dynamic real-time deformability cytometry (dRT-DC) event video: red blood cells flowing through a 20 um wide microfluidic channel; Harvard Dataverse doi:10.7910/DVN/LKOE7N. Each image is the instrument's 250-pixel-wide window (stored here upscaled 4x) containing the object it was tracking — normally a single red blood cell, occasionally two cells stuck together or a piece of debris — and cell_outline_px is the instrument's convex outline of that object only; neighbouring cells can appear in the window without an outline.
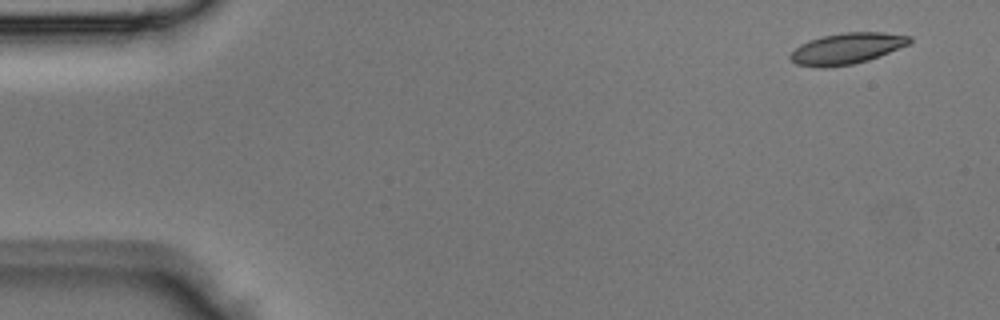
{"species": "Egyptian fruit bat (a non-hibernating species)", "species_latin": "Rousettus aegyptiacus", "temperature_condition": "room temperature", "stored_images_in_passage": 4, "camera_frame_rate_fps": 3000, "um_per_image_px": 0.085, "animal": {"sex": "male"}, "frame": {"image": 1, "passage_image": 1, "time_ms": 0.0, "image_size_px": [1000, 320], "cell_outline_px": [[912, 40], [908, 44], [880, 56], [868, 60], [852, 64], [824, 68], [820, 68], [796, 64], [788, 56], [800, 44], [824, 36], [844, 32], [884, 32], [912, 36]], "centroid_in_image_um": [71.99, 4.12], "position_along_channel_um": 13.0, "area_um2": 21.44}}
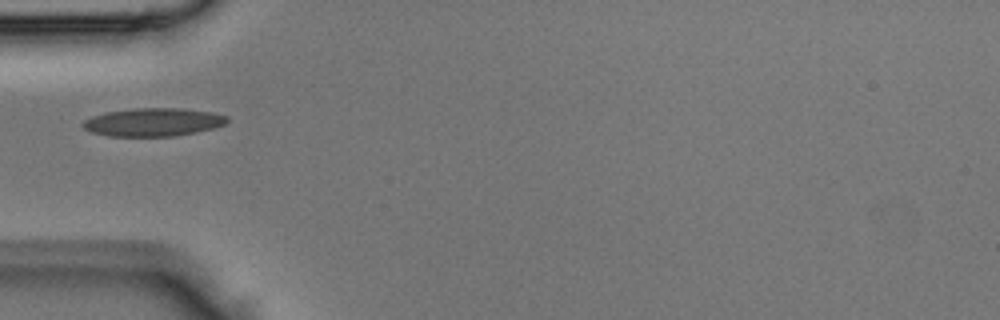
{"frame": {"image": 2, "passage_image": 4, "time_ms": 1.0, "image_size_px": [1000, 320], "cell_outline_px": [[228, 120], [224, 124], [216, 128], [176, 136], [108, 136], [92, 132], [84, 128], [80, 124], [84, 120], [92, 116], [108, 112], [132, 108], [180, 108], [212, 112], [228, 116]], "centroid_in_image_um": [13.03, 10.38], "position_along_channel_um": 72.0, "area_um2": 23.76}}